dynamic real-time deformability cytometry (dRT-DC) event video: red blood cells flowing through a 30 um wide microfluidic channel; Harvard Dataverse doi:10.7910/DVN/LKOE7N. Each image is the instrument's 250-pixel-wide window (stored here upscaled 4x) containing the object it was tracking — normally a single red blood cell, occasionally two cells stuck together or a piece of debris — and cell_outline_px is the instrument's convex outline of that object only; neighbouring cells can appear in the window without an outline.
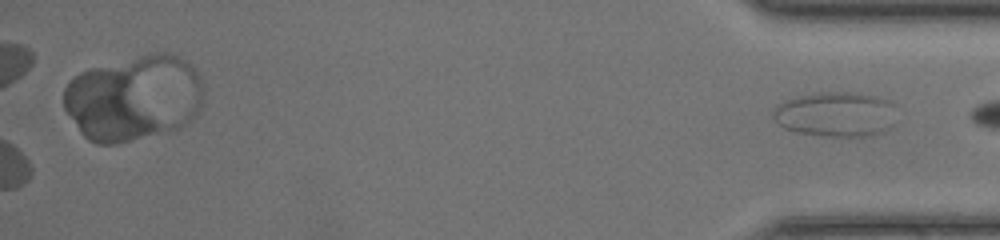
{"species": "common noctule bat (a hibernating species)", "species_latin": "Nyctalus noctula", "temperature_condition": "room temperature", "stored_images_in_passage": 35, "camera_frame_rate_fps": 3000, "um_per_image_px": 0.085, "animal": {"sex": "female", "body_mass_g": 20.0, "forearm_length_mm": 54.0}, "frame": {"image": 1, "passage_image": 35, "time_ms": 11.333, "image_size_px": [1000, 240], "cell_outline_px": [[888, 128], [868, 136], [824, 136], [796, 132], [784, 128], [772, 116], [772, 112], [780, 104], [788, 100], [800, 96], [820, 92], [852, 92], [872, 96], [884, 100]], "centroid_in_image_um": [70.82, 9.73], "position_along_channel_um": 364.4, "area_um2": 30.4}}